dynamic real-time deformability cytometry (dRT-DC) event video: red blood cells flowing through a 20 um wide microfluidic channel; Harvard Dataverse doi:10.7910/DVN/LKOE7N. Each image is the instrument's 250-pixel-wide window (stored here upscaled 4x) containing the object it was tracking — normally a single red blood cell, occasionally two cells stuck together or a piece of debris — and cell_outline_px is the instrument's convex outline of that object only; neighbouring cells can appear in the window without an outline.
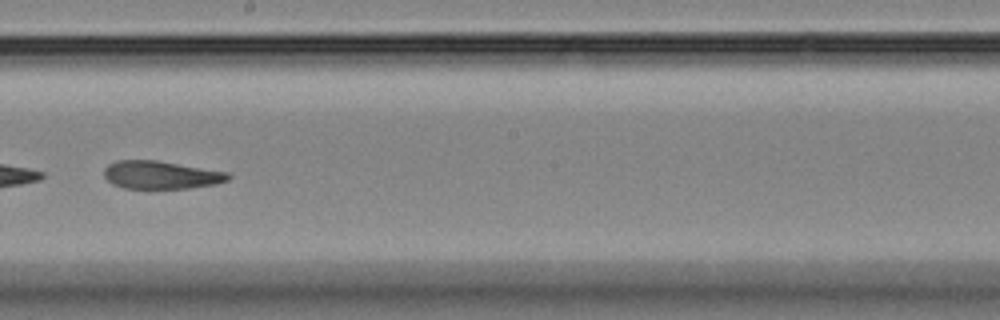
{"species": "Egyptian fruit bat (a non-hibernating species)", "species_latin": "Rousettus aegyptiacus", "temperature_condition": "room temperature", "stored_images_in_passage": 36, "camera_frame_rate_fps": 3000, "um_per_image_px": 0.085, "animal": {"sex": "female"}, "frame": {"image": 1, "passage_image": 16, "time_ms": 5.0, "image_size_px": [1000, 320], "cell_outline_px": [[232, 176], [228, 180], [216, 184], [188, 188], [124, 188], [112, 184], [104, 176], [104, 168], [108, 164], [116, 160], [156, 160], [228, 172]], "centroid_in_image_um": [13.67, 14.86], "position_along_channel_um": 234.5, "area_um2": 20.23}, "authors_computed_cell_mechanics": {"area_um2": 21.4149, "velocity_mm_per_s": 3.7022, "shape_relaxation_time_tau1_ms": null, "shape_relaxation_time_tau2_ms": 3.2061, "deformation_change_tau1": null, "deformation_change_tau2": 0.1108}}